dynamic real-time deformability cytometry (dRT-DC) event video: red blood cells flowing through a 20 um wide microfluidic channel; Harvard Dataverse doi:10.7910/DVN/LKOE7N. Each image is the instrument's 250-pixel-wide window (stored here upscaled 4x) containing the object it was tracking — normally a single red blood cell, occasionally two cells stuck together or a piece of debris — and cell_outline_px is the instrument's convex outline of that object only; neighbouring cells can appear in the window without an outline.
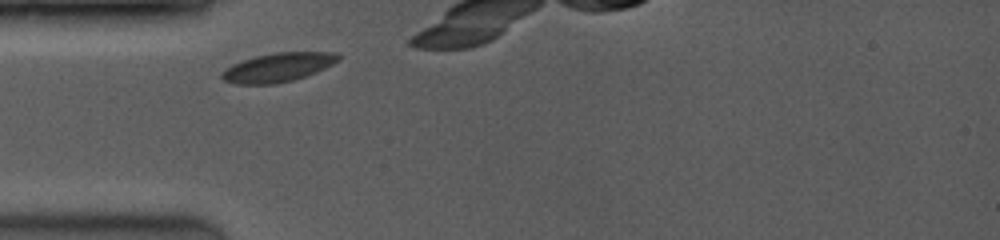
{"species": "common noctule bat (a hibernating species)", "species_latin": "Nyctalus noctula", "temperature_condition": "room temperature", "stored_images_in_passage": 24, "camera_frame_rate_fps": 3500, "um_per_image_px": 0.085, "animal": {"sex": "female", "body_mass_g": 19.0, "forearm_length_mm": 53.3}, "frame": {"image": 1, "passage_image": 1, "time_ms": 0.0, "image_size_px": [1000, 240], "cell_outline_px": [[340, 60], [316, 72], [292, 80], [276, 84], [236, 84], [224, 80], [220, 76], [220, 72], [232, 64], [256, 56], [276, 52], [336, 52], [340, 56]], "centroid_in_image_um": [23.61, 5.72], "position_along_channel_um": 61.4, "area_um2": 19.54}}